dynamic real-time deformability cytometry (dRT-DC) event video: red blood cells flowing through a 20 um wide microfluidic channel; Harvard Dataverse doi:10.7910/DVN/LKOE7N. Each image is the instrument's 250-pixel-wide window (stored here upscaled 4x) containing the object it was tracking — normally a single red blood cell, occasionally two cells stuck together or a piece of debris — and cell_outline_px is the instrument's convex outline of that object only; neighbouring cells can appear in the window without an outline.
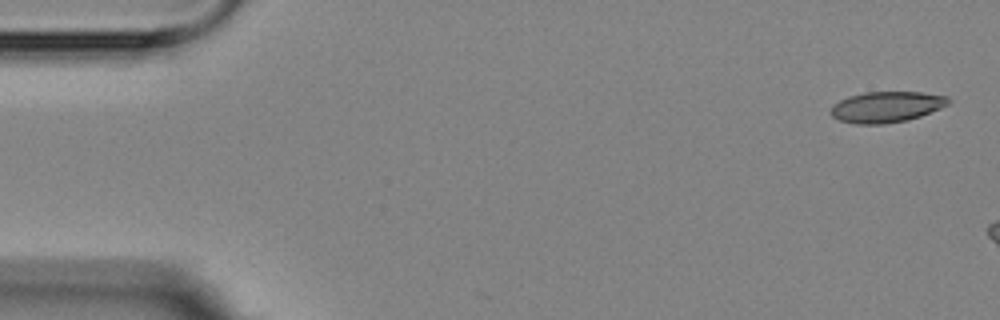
{"species": "Egyptian fruit bat (a non-hibernating species)", "species_latin": "Rousettus aegyptiacus", "temperature_condition": "room temperature", "stored_images_in_passage": 3, "camera_frame_rate_fps": 3000, "um_per_image_px": 0.085, "animal": {"sex": "female"}, "frame": {"image": 1, "passage_image": 1, "time_ms": 0.0, "image_size_px": [1000, 320], "cell_outline_px": [[952, 100], [948, 104], [940, 108], [920, 116], [908, 120], [884, 124], [856, 124], [840, 120], [832, 116], [832, 104], [848, 96], [864, 92], [920, 92], [948, 96]], "centroid_in_image_um": [75.36, 9.08], "position_along_channel_um": 9.6, "area_um2": 21.15}}